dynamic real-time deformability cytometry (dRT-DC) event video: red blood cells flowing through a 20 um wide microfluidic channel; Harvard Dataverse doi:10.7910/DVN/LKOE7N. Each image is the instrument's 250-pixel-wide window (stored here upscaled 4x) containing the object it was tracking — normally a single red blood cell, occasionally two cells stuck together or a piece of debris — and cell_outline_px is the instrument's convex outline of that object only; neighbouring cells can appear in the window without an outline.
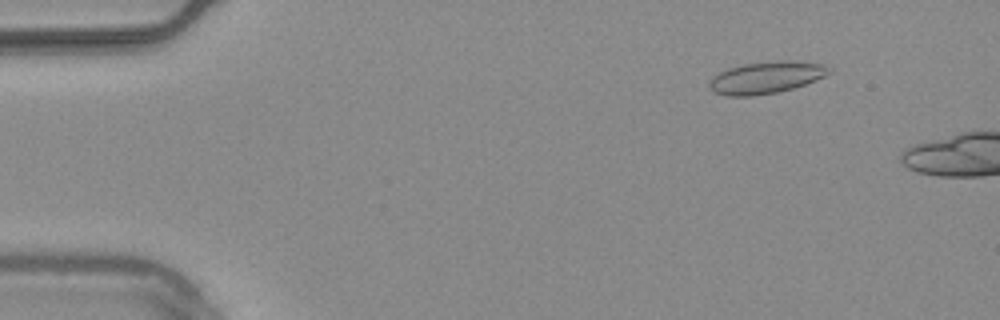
{"species": "common noctule bat (a hibernating species)", "species_latin": "Nyctalus noctula", "temperature_condition": "warm", "stored_images_in_passage": 16, "camera_frame_rate_fps": 3000, "um_per_image_px": 0.085, "animal": {"sex": "male", "body_mass_g": 20.4}, "frame": {"image": 1, "passage_image": 7, "time_ms": 2.0, "image_size_px": [1000, 320], "cell_outline_px": [[832, 72], [816, 80], [792, 88], [776, 92], [752, 96], [724, 96], [712, 92], [708, 88], [708, 84], [712, 76], [728, 68], [744, 64], [776, 60], [792, 60], [820, 64], [832, 68]], "centroid_in_image_um": [65.08, 6.59], "position_along_channel_um": 19.9, "area_um2": 22.43}}